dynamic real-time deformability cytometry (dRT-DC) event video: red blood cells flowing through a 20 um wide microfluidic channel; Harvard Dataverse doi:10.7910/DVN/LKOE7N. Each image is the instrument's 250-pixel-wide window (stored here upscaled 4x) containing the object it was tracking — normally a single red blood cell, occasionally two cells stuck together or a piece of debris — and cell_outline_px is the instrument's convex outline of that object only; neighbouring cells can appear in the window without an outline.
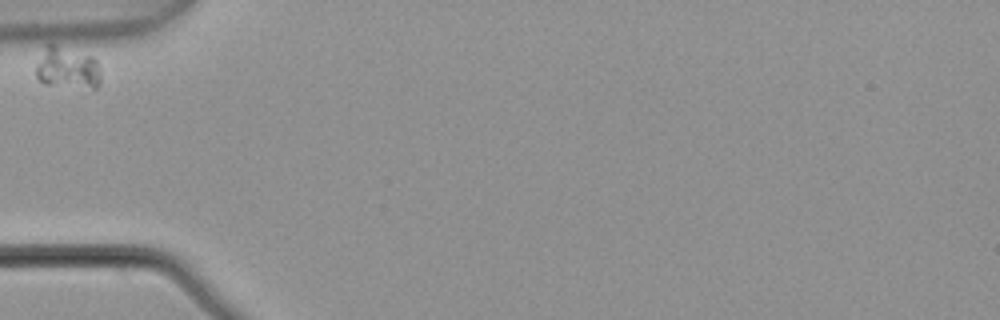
{"species": "common noctule bat (a hibernating species)", "species_latin": "Nyctalus noctula", "temperature_condition": "warm", "stored_images_in_passage": 7, "camera_frame_rate_fps": 3000, "um_per_image_px": 0.085, "animal": {"sex": "male", "body_mass_g": 21.5, "forearm_length_mm": 52.0}, "frame": {"image": 1, "passage_image": 1, "time_ms": 0.0, "image_size_px": [1000, 320], "cell_outline_px": [[100, 84], [96, 88], [92, 88], [44, 84], [36, 76], [36, 68], [44, 44], [48, 40], [92, 56], [96, 60], [100, 68]], "centroid_in_image_um": [5.71, 5.71], "position_along_channel_um": 79.3, "area_um2": 16.24}}
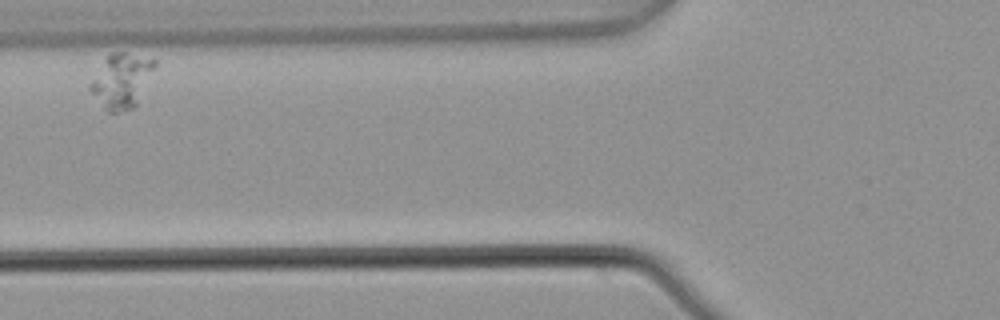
{"frame": {"image": 2, "passage_image": 2, "time_ms": 0.333, "image_size_px": [1000, 320], "cell_outline_px": [[156, 64], [136, 104], [132, 108], [124, 112], [108, 112], [104, 108], [88, 88], [88, 84], [104, 60], [112, 52], [124, 52], [156, 60]], "centroid_in_image_um": [10.29, 6.86], "position_along_channel_um": 115.5, "area_um2": 20.0}}
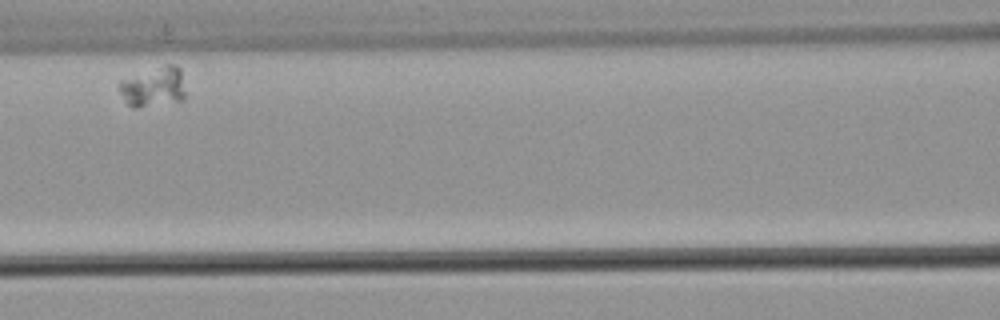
{"frame": {"image": 3, "passage_image": 3, "time_ms": 0.667, "image_size_px": [1000, 320], "cell_outline_px": [[184, 100], [136, 108], [132, 108], [124, 100], [120, 92], [120, 80], [164, 64], [176, 64], [180, 68], [184, 92]], "centroid_in_image_um": [13.05, 7.38], "position_along_channel_um": 153.6, "area_um2": 15.32}}